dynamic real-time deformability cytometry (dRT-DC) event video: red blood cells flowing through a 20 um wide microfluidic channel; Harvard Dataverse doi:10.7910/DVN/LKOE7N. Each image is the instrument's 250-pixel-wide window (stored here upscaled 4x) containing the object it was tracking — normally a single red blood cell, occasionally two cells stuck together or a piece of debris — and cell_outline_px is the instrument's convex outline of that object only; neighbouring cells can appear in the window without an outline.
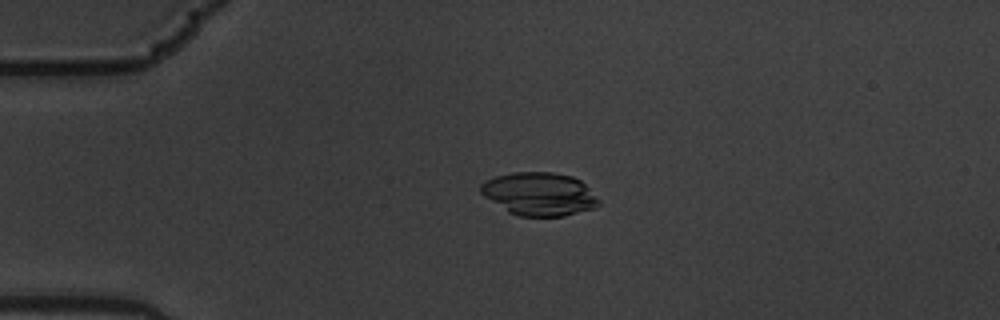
{"species": "common noctule bat (a hibernating species)", "species_latin": "Nyctalus noctula", "temperature_condition": "warm", "stored_images_in_passage": 5, "camera_frame_rate_fps": 3000, "um_per_image_px": 0.085, "animal": {"sex": "male", "body_mass_g": 19.5, "forearm_length_mm": 54.6}, "frame": {"image": 1, "passage_image": 4, "time_ms": 1.0, "image_size_px": [1000, 320], "cell_outline_px": [[600, 204], [596, 208], [564, 216], [520, 216], [508, 212], [484, 196], [480, 192], [480, 184], [496, 176], [512, 172], [552, 172], [572, 176], [580, 180], [600, 200]], "centroid_in_image_um": [45.85, 16.49], "position_along_channel_um": 39.1, "area_um2": 29.65}}